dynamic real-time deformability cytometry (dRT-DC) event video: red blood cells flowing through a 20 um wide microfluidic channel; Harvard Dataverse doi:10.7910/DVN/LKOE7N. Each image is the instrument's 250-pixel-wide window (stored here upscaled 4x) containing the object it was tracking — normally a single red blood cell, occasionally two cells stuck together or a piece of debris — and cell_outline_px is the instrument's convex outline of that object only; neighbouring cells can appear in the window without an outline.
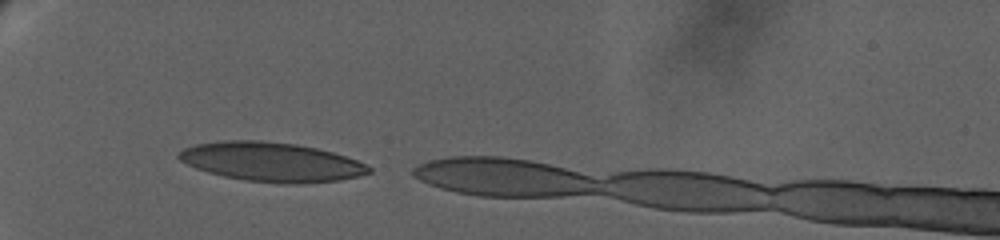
{"species": "human", "species_latin": "Homo sapiens", "temperature_condition": "warm", "stored_images_in_passage": 5, "camera_frame_rate_fps": 3000, "um_per_image_px": 0.085, "donor": {"sex": "female"}, "frame": {"image": 1, "passage_image": 1, "time_ms": 0.0, "image_size_px": [1000, 240], "cell_outline_px": [[372, 172], [360, 176], [340, 180], [300, 184], [244, 180], [224, 176], [208, 172], [196, 168], [180, 160], [176, 156], [184, 148], [192, 144], [224, 140], [260, 140], [296, 144], [316, 148], [332, 152], [356, 160], [372, 168]], "centroid_in_image_um": [23.06, 13.75], "position_along_channel_um": 61.9, "area_um2": 43.29}}